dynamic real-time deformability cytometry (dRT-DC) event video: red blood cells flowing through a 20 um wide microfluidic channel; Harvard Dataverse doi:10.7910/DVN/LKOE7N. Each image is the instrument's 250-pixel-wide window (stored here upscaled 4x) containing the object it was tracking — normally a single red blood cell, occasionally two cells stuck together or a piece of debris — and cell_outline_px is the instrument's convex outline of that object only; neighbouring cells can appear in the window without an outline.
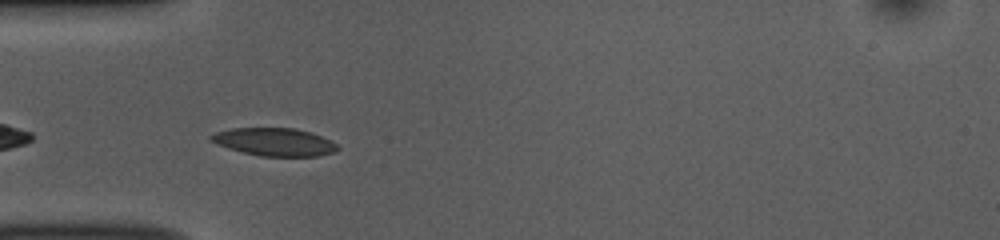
{"species": "common noctule bat (a hibernating species)", "species_latin": "Nyctalus noctula", "temperature_condition": "room temperature", "stored_images_in_passage": 39, "camera_frame_rate_fps": 3000, "um_per_image_px": 0.085, "animal": {"sex": "female", "body_mass_g": 10.0, "forearm_length_mm": 53.1}, "frame": {"image": 1, "passage_image": 3, "time_ms": 0.667, "image_size_px": [1000, 240], "cell_outline_px": [[340, 148], [332, 152], [320, 156], [260, 156], [228, 148], [216, 144], [208, 140], [208, 136], [216, 132], [232, 128], [296, 128], [312, 132], [332, 140]], "centroid_in_image_um": [23.33, 12.06], "position_along_channel_um": 61.7, "area_um2": 20.69}}
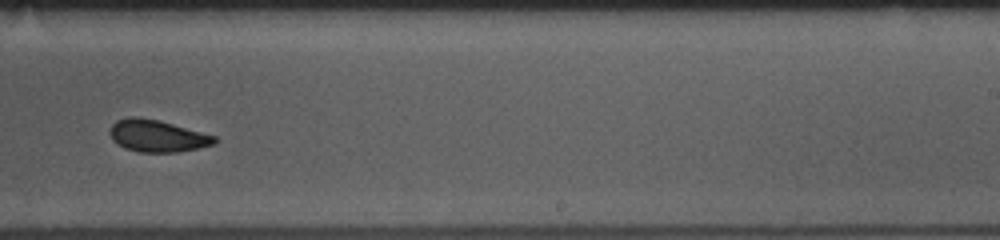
{"frame": {"image": 2, "passage_image": 20, "time_ms": 6.333, "image_size_px": [1000, 240], "cell_outline_px": [[216, 140], [212, 144], [196, 148], [176, 152], [140, 152], [124, 148], [116, 144], [112, 140], [112, 124], [116, 120], [132, 116], [140, 116], [172, 124], [216, 136]], "centroid_in_image_um": [13.32, 11.55], "position_along_channel_um": 275.7, "area_um2": 19.13}}
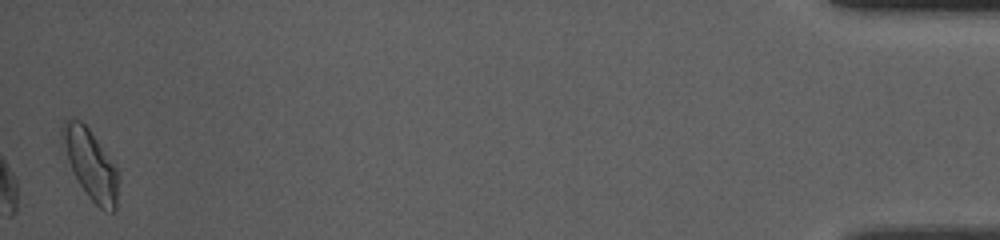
{"frame": {"image": 3, "passage_image": 39, "time_ms": 12.667, "image_size_px": [1000, 240], "cell_outline_px": [[116, 208], [112, 212], [100, 208], [88, 196], [80, 184], [60, 148], [60, 128], [64, 120], [68, 116], [72, 116], [80, 120], [88, 128], [116, 168]], "centroid_in_image_um": [7.58, 13.86], "position_along_channel_um": 427.6, "area_um2": 22.48}, "authors_computed_cell_mechanics": {"area_um2": 20.1722, "velocity_mm_per_s": 3.8036, "shape_relaxation_time_tau1_ms": 5.1108, "shape_relaxation_time_tau2_ms": 3.8052, "deformation_change_tau1": 0.124, "deformation_change_tau2": 0.0768}}